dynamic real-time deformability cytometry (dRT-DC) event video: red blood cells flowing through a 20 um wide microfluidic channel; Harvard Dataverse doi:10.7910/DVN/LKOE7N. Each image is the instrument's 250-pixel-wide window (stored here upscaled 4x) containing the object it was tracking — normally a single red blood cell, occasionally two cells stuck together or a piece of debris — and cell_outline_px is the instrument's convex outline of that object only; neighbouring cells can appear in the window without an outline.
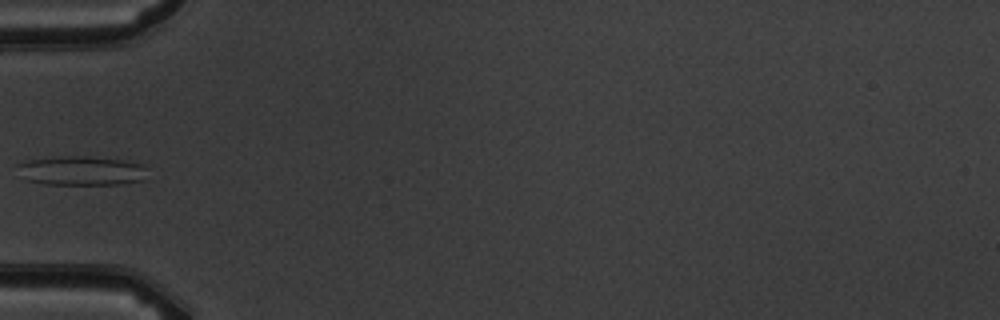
{"species": "common noctule bat (a hibernating species)", "species_latin": "Nyctalus noctula", "temperature_condition": "warm", "stored_images_in_passage": 7, "camera_frame_rate_fps": 3000, "um_per_image_px": 0.085, "animal": {"sex": "male", "body_mass_g": 19.5, "forearm_length_mm": 54.6}, "frame": {"image": 1, "passage_image": 5, "time_ms": 5.0, "image_size_px": [1000, 320], "cell_outline_px": [[144, 180], [120, 184], [44, 184], [24, 180], [16, 164], [24, 160], [56, 156], [88, 156], [124, 160], [140, 164], [144, 168]], "centroid_in_image_um": [6.83, 14.5], "position_along_channel_um": 78.2, "area_um2": 22.25}}
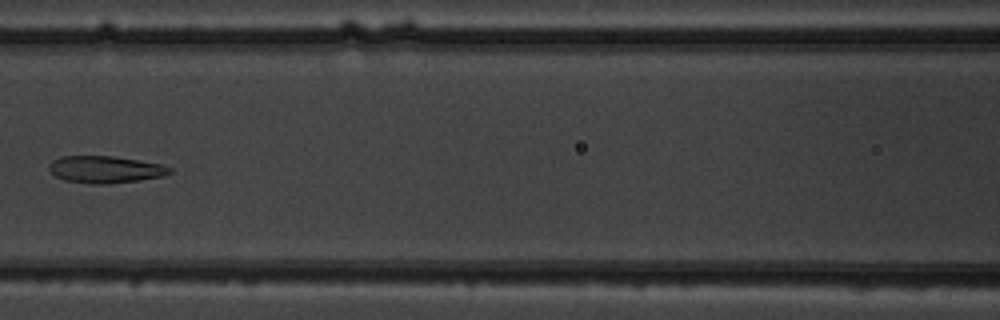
{"frame": {"image": 2, "passage_image": 7, "time_ms": 7.0, "image_size_px": [1000, 320], "cell_outline_px": [[172, 172], [164, 176], [140, 180], [108, 184], [88, 184], [64, 180], [56, 176], [48, 168], [52, 160], [60, 156], [112, 156], [160, 164], [172, 168]], "centroid_in_image_um": [8.94, 14.41], "position_along_channel_um": 157.7, "area_um2": 19.02}}